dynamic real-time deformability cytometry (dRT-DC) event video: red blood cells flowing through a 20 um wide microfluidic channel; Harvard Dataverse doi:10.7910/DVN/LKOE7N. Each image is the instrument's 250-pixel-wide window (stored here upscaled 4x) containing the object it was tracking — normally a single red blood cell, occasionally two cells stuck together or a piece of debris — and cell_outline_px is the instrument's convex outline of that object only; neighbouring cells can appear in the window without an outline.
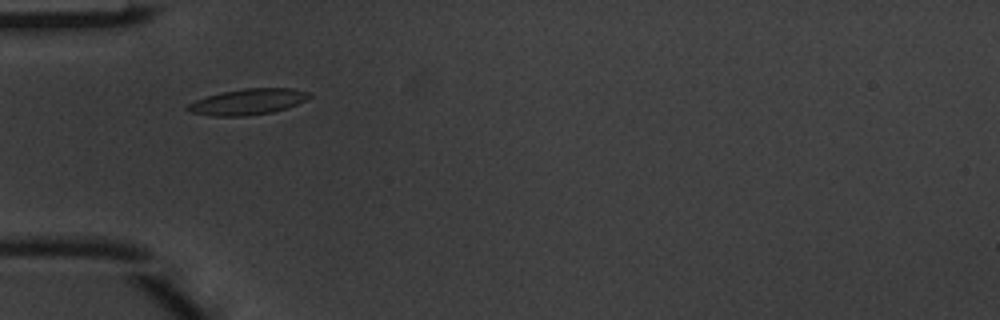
{"species": "common noctule bat (a hibernating species)", "species_latin": "Nyctalus noctula", "temperature_condition": "warm", "stored_images_in_passage": 4, "camera_frame_rate_fps": 3000, "um_per_image_px": 0.085, "animal": {"sex": "male", "body_mass_g": 20.1, "forearm_length_mm": 53.5}, "frame": {"image": 1, "passage_image": 1, "time_ms": 0.0, "image_size_px": [1000, 320], "cell_outline_px": [[312, 96], [288, 108], [272, 112], [244, 116], [216, 116], [192, 112], [184, 108], [188, 104], [196, 100], [220, 92], [244, 88], [292, 88], [308, 92]], "centroid_in_image_um": [21.07, 8.64], "position_along_channel_um": 63.9, "area_um2": 18.21}}
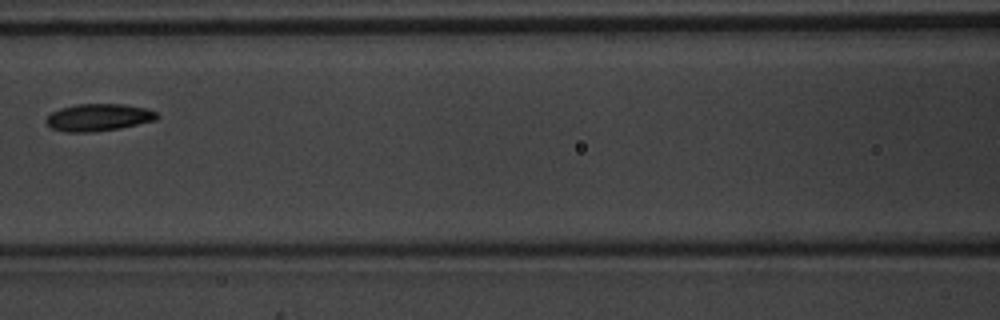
{"frame": {"image": 2, "passage_image": 3, "time_ms": 0.667, "image_size_px": [1000, 320], "cell_outline_px": [[160, 116], [156, 120], [120, 128], [92, 132], [64, 132], [52, 128], [44, 120], [52, 112], [60, 108], [76, 104], [124, 104], [144, 108], [156, 112]], "centroid_in_image_um": [8.36, 9.98], "position_along_channel_um": 158.2, "area_um2": 17.57}}
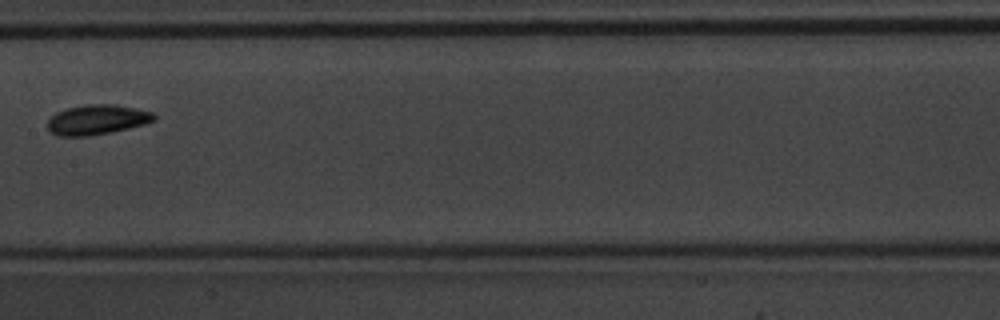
{"frame": {"image": 3, "passage_image": 4, "time_ms": 1.0, "image_size_px": [1000, 320], "cell_outline_px": [[156, 120], [144, 124], [112, 132], [88, 136], [56, 136], [48, 132], [48, 120], [56, 112], [68, 108], [88, 104], [112, 104], [136, 108], [152, 112], [156, 116]], "centroid_in_image_um": [8.23, 10.18], "position_along_channel_um": 199.2, "area_um2": 18.61}}